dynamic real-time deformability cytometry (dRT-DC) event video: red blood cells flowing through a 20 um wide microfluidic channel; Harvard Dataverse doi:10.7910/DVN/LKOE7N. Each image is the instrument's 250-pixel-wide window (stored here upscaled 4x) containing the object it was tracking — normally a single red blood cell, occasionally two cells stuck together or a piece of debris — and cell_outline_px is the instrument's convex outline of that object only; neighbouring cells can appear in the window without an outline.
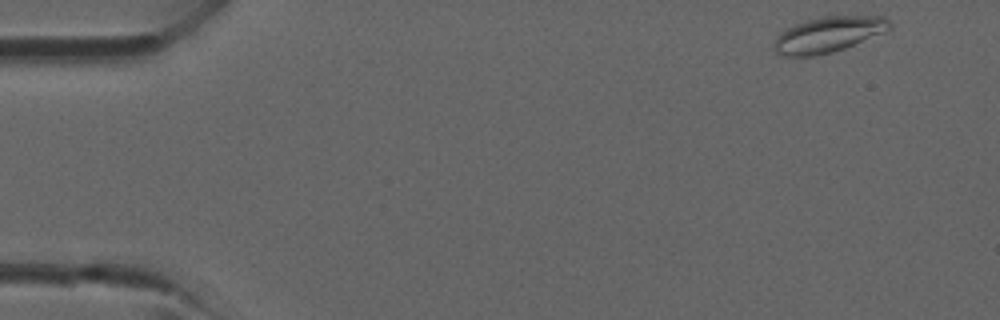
{"species": "common noctule bat (a hibernating species)", "species_latin": "Nyctalus noctula", "temperature_condition": "room temperature", "stored_images_in_passage": 9, "camera_frame_rate_fps": 3000, "um_per_image_px": 0.085, "animal": {"sex": "male", "forearm_length_mm": 52.5}, "frame": {"image": 1, "passage_image": 1, "time_ms": 0.0, "image_size_px": [1000, 320], "cell_outline_px": [[892, 28], [844, 48], [832, 52], [816, 56], [780, 56], [772, 48], [776, 36], [780, 32], [804, 20], [824, 16], [884, 16], [892, 20]], "centroid_in_image_um": [70.38, 2.93], "position_along_channel_um": 14.6, "area_um2": 24.04}}